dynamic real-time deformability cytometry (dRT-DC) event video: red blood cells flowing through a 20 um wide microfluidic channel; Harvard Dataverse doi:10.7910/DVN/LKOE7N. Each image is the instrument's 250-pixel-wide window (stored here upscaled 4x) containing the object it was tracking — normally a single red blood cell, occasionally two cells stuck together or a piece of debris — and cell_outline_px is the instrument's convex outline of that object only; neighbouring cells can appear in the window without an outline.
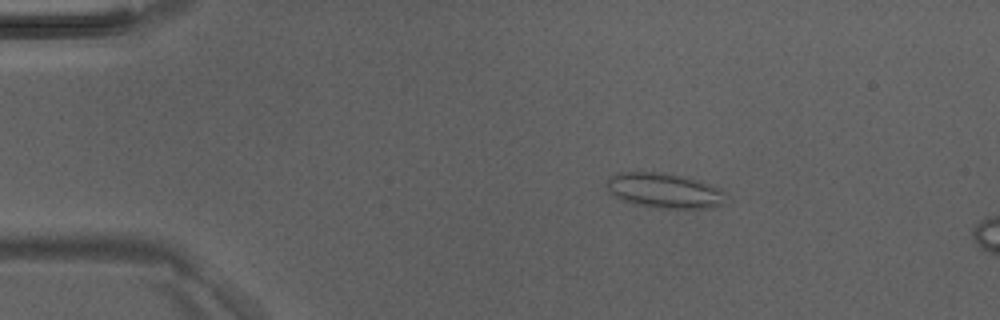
{"species": "Egyptian fruit bat (a non-hibernating species)", "species_latin": "Rousettus aegyptiacus", "temperature_condition": "room temperature", "stored_images_in_passage": 4, "camera_frame_rate_fps": 3000, "um_per_image_px": 0.085, "animal": {"sex": "male"}, "frame": {"image": 1, "passage_image": 2, "time_ms": 0.333, "image_size_px": [1000, 320], "cell_outline_px": [[724, 204], [716, 208], [664, 208], [636, 204], [624, 200], [616, 196], [608, 188], [608, 180], [616, 172], [664, 172], [684, 176], [700, 180], [720, 188], [724, 192]], "centroid_in_image_um": [56.54, 16.19], "position_along_channel_um": 28.5, "area_um2": 24.16}}